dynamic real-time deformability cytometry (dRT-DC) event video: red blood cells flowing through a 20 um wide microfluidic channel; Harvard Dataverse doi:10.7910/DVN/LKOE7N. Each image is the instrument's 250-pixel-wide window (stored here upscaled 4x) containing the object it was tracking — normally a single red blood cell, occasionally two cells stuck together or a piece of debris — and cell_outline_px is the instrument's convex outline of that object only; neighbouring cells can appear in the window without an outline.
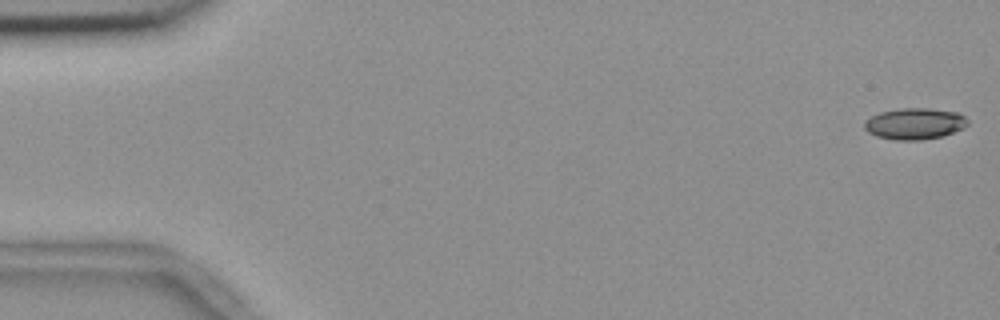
{"species": "common noctule bat (a hibernating species)", "species_latin": "Nyctalus noctula", "temperature_condition": "room temperature", "stored_images_in_passage": 4, "camera_frame_rate_fps": 3000, "um_per_image_px": 0.085, "animal": {"sex": "female", "body_mass_g": 18.4}, "frame": {"image": 1, "passage_image": 1, "time_ms": 0.0, "image_size_px": [1000, 320], "cell_outline_px": [[968, 124], [964, 128], [944, 136], [920, 140], [892, 140], [876, 136], [868, 132], [864, 128], [864, 120], [880, 112], [900, 108], [928, 108], [960, 112], [968, 120]], "centroid_in_image_um": [77.76, 10.51], "position_along_channel_um": 7.2, "area_um2": 19.13}}
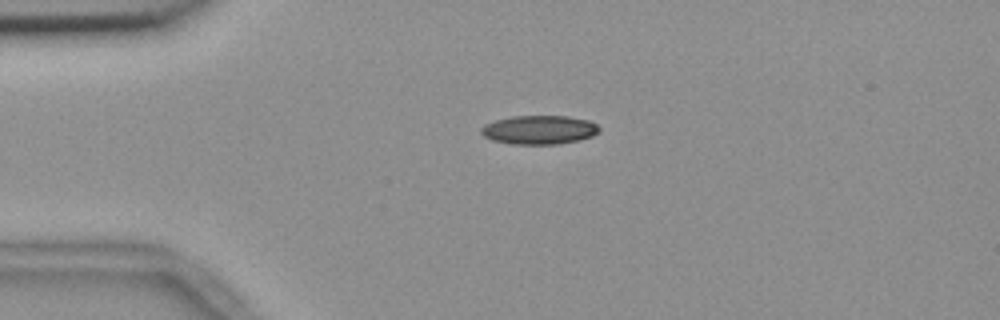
{"frame": {"image": 2, "passage_image": 4, "time_ms": 1.0, "image_size_px": [1000, 320], "cell_outline_px": [[600, 132], [592, 136], [580, 140], [560, 144], [512, 144], [492, 140], [484, 136], [480, 132], [480, 128], [484, 124], [496, 120], [512, 116], [568, 116], [588, 120], [596, 124], [600, 128]], "centroid_in_image_um": [45.84, 11.04], "position_along_channel_um": 39.2, "area_um2": 20.0}}